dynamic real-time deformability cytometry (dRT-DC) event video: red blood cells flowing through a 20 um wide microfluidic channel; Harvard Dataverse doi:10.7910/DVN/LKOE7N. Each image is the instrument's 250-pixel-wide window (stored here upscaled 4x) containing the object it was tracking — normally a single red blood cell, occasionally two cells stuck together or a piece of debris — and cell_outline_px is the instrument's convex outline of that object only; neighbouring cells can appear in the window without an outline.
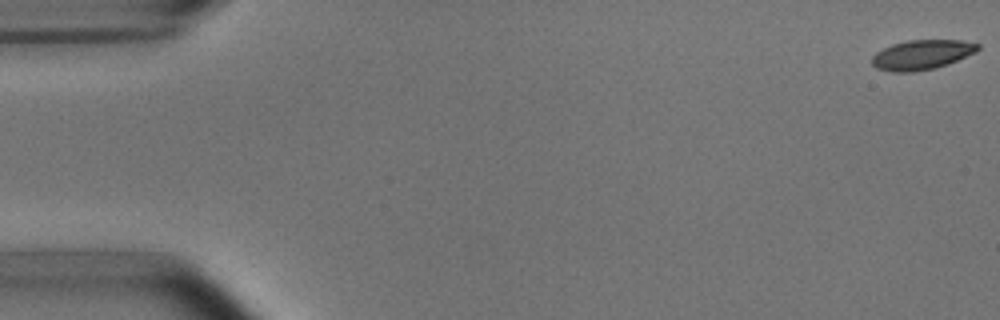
{"species": "common noctule bat (a hibernating species)", "species_latin": "Nyctalus noctula", "temperature_condition": "room temperature", "stored_images_in_passage": 53, "camera_frame_rate_fps": 3000, "um_per_image_px": 0.085, "animal": {"sex": "male", "body_mass_g": 15.6}, "frame": {"image": 1, "passage_image": 1, "time_ms": 0.0, "image_size_px": [1000, 320], "cell_outline_px": [[980, 48], [976, 52], [948, 64], [936, 68], [916, 72], [892, 72], [876, 68], [872, 64], [872, 56], [876, 52], [892, 44], [908, 40], [960, 40], [980, 44]], "centroid_in_image_um": [78.36, 4.66], "position_along_channel_um": 6.6, "area_um2": 18.44}}
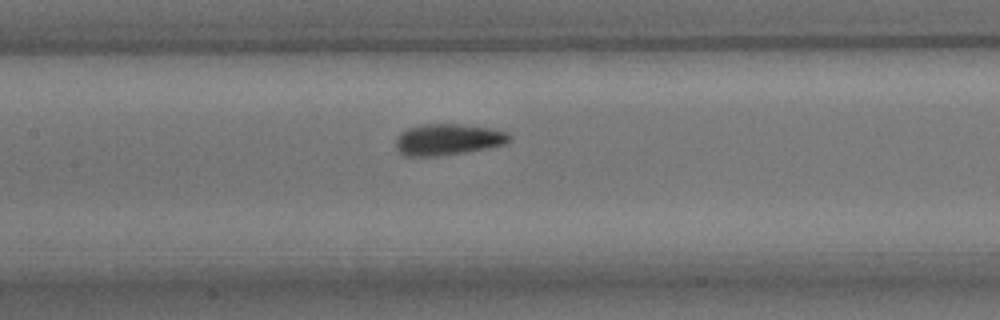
{"frame": {"image": 2, "passage_image": 25, "time_ms": 8.0, "image_size_px": [1000, 320], "cell_outline_px": [[512, 140], [504, 144], [464, 152], [440, 156], [404, 156], [396, 148], [396, 136], [400, 132], [408, 128], [420, 124], [464, 124], [492, 128], [508, 132], [512, 136]], "centroid_in_image_um": [38.07, 11.84], "position_along_channel_um": 169.3, "area_um2": 20.92}}
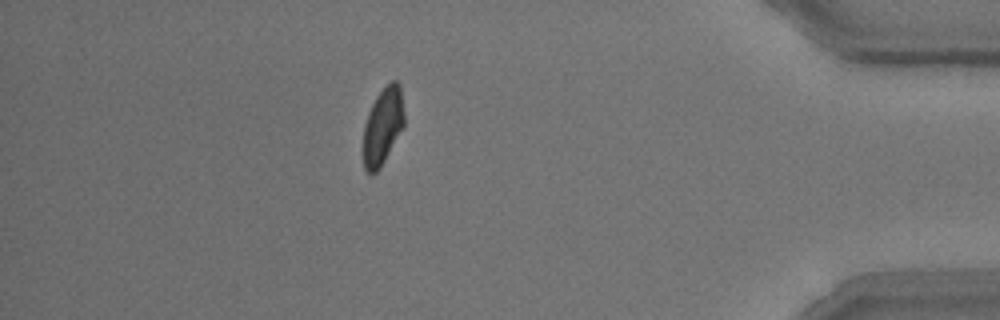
{"frame": {"image": 3, "passage_image": 47, "time_ms": 15.333, "image_size_px": [1000, 320], "cell_outline_px": [[404, 128], [380, 168], [376, 172], [368, 172], [364, 168], [364, 124], [368, 112], [376, 96], [392, 80], [396, 80], [400, 84], [404, 112]], "centroid_in_image_um": [32.56, 10.71], "position_along_channel_um": 402.6, "area_um2": 18.32}, "authors_computed_cell_mechanics": {"area_um2": 19.5364, "velocity_mm_per_s": 3.7807, "shape_relaxation_time_tau1_ms": 2.7652, "shape_relaxation_time_tau2_ms": 2.1007, "deformation_change_tau1": 0.1338, "deformation_change_tau2": 0.0876}}